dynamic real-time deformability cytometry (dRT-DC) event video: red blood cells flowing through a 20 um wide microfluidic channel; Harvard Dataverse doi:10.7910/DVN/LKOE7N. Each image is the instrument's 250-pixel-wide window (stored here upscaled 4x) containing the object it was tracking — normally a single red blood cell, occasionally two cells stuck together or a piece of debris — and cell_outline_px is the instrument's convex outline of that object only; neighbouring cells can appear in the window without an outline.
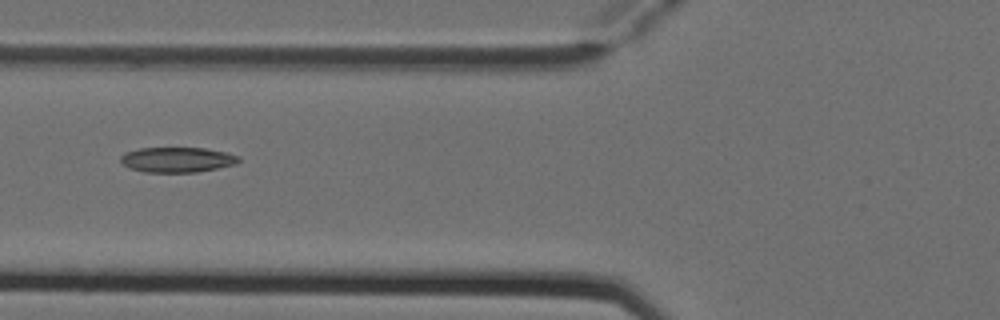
{"species": "Egyptian fruit bat (a non-hibernating species)", "species_latin": "Rousettus aegyptiacus", "temperature_condition": "cold", "stored_images_in_passage": 2, "camera_frame_rate_fps": 3000, "um_per_image_px": 0.085, "animal": {"sex": "female"}, "frame": {"image": 1, "passage_image": 2, "time_ms": 0.333, "image_size_px": [1000, 320], "cell_outline_px": [[240, 160], [236, 164], [196, 172], [144, 172], [128, 168], [120, 160], [120, 156], [124, 152], [140, 148], [204, 148], [224, 152], [240, 156]], "centroid_in_image_um": [15.03, 13.57], "position_along_channel_um": 110.8, "area_um2": 17.28}}